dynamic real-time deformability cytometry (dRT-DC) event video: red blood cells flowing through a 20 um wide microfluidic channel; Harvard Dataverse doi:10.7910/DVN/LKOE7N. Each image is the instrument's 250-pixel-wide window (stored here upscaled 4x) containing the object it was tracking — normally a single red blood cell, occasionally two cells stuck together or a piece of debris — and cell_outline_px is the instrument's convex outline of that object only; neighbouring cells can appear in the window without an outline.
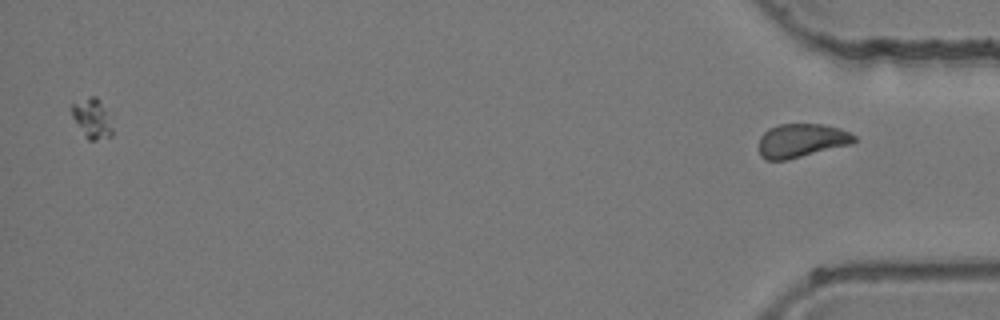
{"species": "common noctule bat (a hibernating species)", "species_latin": "Nyctalus noctula", "temperature_condition": "room temperature", "stored_images_in_passage": 43, "segment_of_instrument_passage": [2, 2], "camera_frame_rate_fps": 3000, "um_per_image_px": 0.085, "animal": {"sex": "female", "body_mass_g": 24.6, "forearm_length_mm": 56.2}, "frame": {"image": 1, "passage_image": 43, "time_ms": 14.0, "image_size_px": [1000, 320], "cell_outline_px": [[856, 140], [852, 144], [788, 160], [764, 160], [760, 156], [760, 136], [768, 128], [780, 124], [824, 124], [840, 128], [856, 136]], "centroid_in_image_um": [68.13, 11.95], "position_along_channel_um": 367.1, "area_um2": 18.9}}